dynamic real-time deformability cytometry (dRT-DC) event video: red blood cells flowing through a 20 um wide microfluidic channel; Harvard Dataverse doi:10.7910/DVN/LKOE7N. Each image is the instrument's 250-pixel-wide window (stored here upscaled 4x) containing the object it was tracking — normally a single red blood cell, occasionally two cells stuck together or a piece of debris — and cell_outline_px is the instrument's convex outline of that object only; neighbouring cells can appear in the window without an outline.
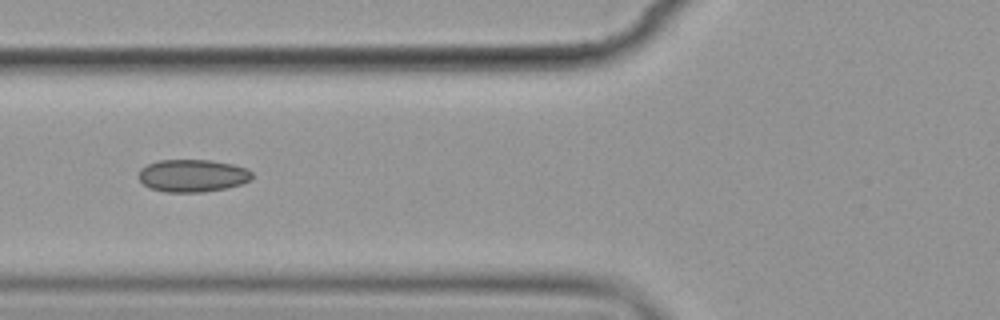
{"species": "common noctule bat (a hibernating species)", "species_latin": "Nyctalus noctula", "temperature_condition": "cold", "stored_images_in_passage": 14, "camera_frame_rate_fps": 3000, "um_per_image_px": 0.085, "animal": {"sex": "female", "body_mass_g": 19.9}, "frame": {"image": 1, "passage_image": 5, "time_ms": 5.333, "image_size_px": [1000, 320], "cell_outline_px": [[252, 180], [240, 184], [224, 188], [204, 192], [164, 192], [148, 188], [140, 180], [140, 168], [148, 164], [160, 160], [212, 160], [232, 164], [248, 168], [252, 172]], "centroid_in_image_um": [16.38, 14.93], "position_along_channel_um": 109.4, "area_um2": 21.56}}
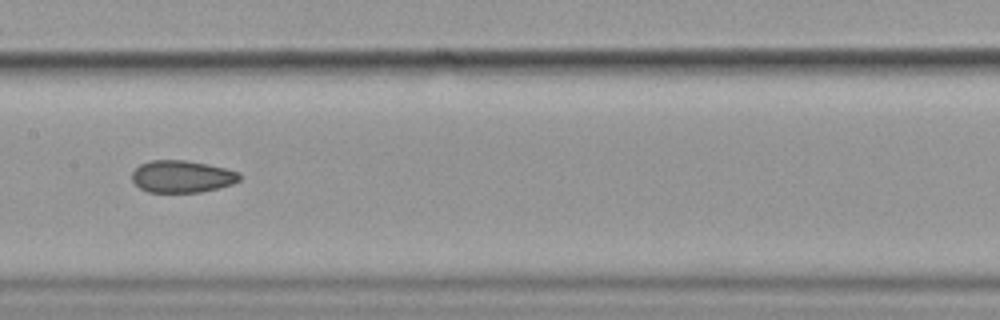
{"frame": {"image": 2, "passage_image": 7, "time_ms": 7.667, "image_size_px": [1000, 320], "cell_outline_px": [[240, 180], [232, 184], [200, 192], [148, 192], [140, 188], [132, 180], [132, 172], [140, 164], [152, 160], [184, 160], [208, 164], [228, 168], [240, 172]], "centroid_in_image_um": [15.48, 14.99], "position_along_channel_um": 191.9, "area_um2": 20.17}}
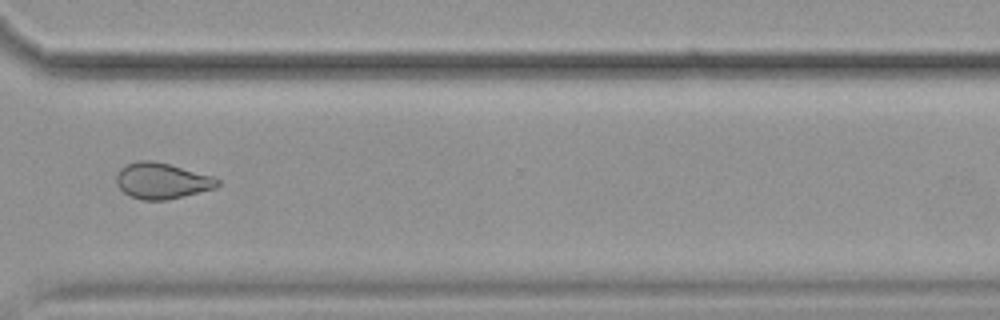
{"frame": {"image": 3, "passage_image": 11, "time_ms": 12.333, "image_size_px": [1000, 320], "cell_outline_px": [[220, 184], [216, 188], [168, 200], [144, 200], [128, 196], [116, 184], [116, 176], [120, 168], [124, 164], [136, 160], [152, 160], [168, 164], [212, 176], [220, 180]], "centroid_in_image_um": [13.73, 15.37], "position_along_channel_um": 356.9, "area_um2": 21.33}, "authors_computed_cell_mechanics": {"area_um2": 21.5883, "velocity_mm_per_s": 3.5432, "shape_relaxation_time_tau1_ms": null, "shape_relaxation_time_tau2_ms": 2.8685, "deformation_change_tau1": null, "deformation_change_tau2": 0.0869}}